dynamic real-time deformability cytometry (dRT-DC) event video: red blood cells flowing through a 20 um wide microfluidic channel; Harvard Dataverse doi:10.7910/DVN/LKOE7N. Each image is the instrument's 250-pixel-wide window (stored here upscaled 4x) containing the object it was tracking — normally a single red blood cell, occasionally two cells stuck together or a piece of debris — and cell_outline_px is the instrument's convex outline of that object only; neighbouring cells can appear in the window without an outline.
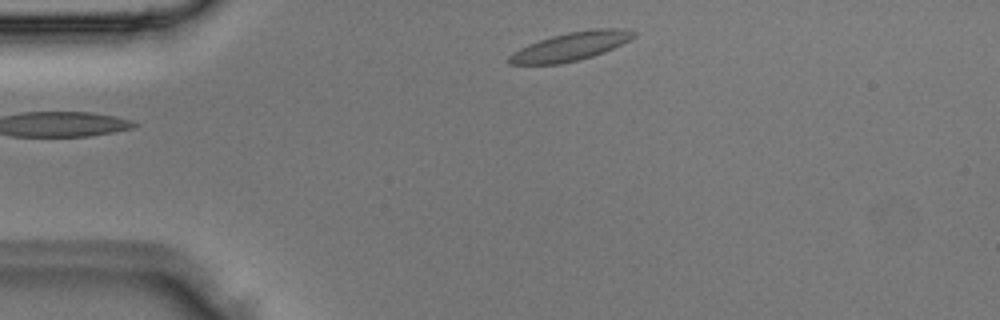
{"species": "Egyptian fruit bat (a non-hibernating species)", "species_latin": "Rousettus aegyptiacus", "temperature_condition": "room temperature", "stored_images_in_passage": 3, "camera_frame_rate_fps": 3000, "um_per_image_px": 0.085, "animal": {"sex": "male"}, "frame": {"image": 1, "passage_image": 1, "time_ms": 0.0, "image_size_px": [1000, 320], "cell_outline_px": [[636, 36], [604, 52], [580, 60], [560, 64], [508, 64], [508, 56], [512, 52], [528, 44], [552, 36], [568, 32], [592, 28], [624, 28], [636, 32]], "centroid_in_image_um": [48.5, 3.94], "position_along_channel_um": 36.5, "area_um2": 20.63}}